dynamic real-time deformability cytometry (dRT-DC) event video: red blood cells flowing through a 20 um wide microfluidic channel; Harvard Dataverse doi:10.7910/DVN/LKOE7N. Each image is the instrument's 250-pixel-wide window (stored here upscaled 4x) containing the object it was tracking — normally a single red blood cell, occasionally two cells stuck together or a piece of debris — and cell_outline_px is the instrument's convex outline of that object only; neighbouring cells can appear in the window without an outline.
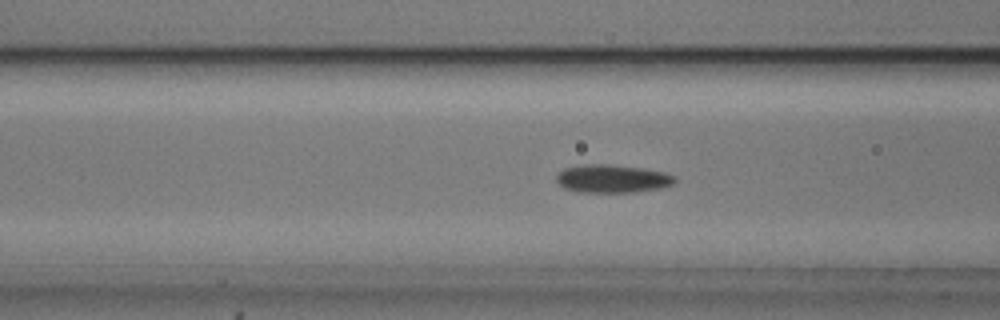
{"species": "common noctule bat (a hibernating species)", "species_latin": "Nyctalus noctula", "temperature_condition": "cold", "stored_images_in_passage": 20, "camera_frame_rate_fps": 3000, "um_per_image_px": 0.085, "animal": {"sex": "male", "body_mass_g": 20.5, "forearm_length_mm": 52.5}, "frame": {"image": 1, "passage_image": 6, "time_ms": 1.667, "image_size_px": [1000, 320], "cell_outline_px": [[676, 184], [660, 188], [636, 192], [576, 192], [564, 188], [556, 180], [556, 176], [564, 168], [584, 164], [608, 164], [644, 168], [664, 172], [676, 176]], "centroid_in_image_um": [52.08, 15.19], "position_along_channel_um": 114.5, "area_um2": 19.59}}
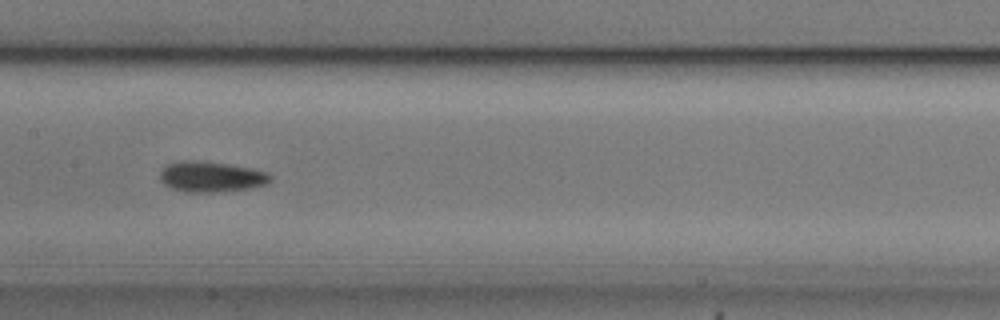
{"frame": {"image": 2, "passage_image": 12, "time_ms": 3.667, "image_size_px": [1000, 320], "cell_outline_px": [[272, 180], [268, 184], [248, 188], [220, 192], [184, 192], [172, 188], [164, 184], [160, 180], [160, 172], [168, 164], [180, 160], [204, 160], [252, 168], [268, 172], [272, 176]], "centroid_in_image_um": [17.97, 15.01], "position_along_channel_um": 189.4, "area_um2": 19.94}}
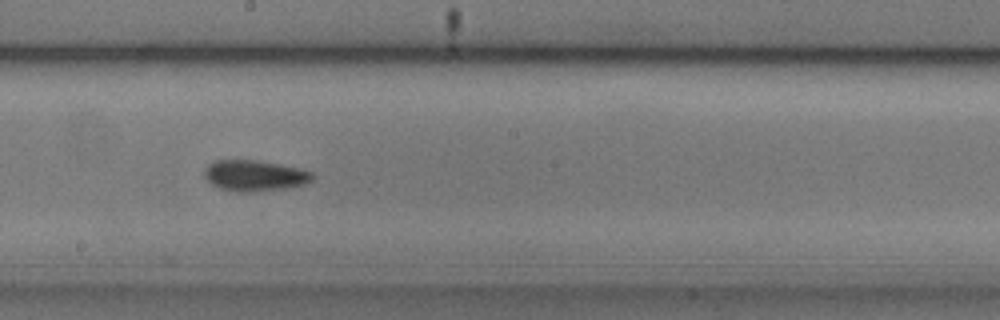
{"frame": {"image": 3, "passage_image": 15, "time_ms": 4.667, "image_size_px": [1000, 320], "cell_outline_px": [[316, 176], [312, 180], [304, 184], [288, 188], [256, 192], [232, 192], [220, 188], [212, 184], [204, 176], [204, 168], [208, 164], [216, 160], [256, 160], [296, 168], [312, 172]], "centroid_in_image_um": [21.62, 14.94], "position_along_channel_um": 226.6, "area_um2": 19.54}}